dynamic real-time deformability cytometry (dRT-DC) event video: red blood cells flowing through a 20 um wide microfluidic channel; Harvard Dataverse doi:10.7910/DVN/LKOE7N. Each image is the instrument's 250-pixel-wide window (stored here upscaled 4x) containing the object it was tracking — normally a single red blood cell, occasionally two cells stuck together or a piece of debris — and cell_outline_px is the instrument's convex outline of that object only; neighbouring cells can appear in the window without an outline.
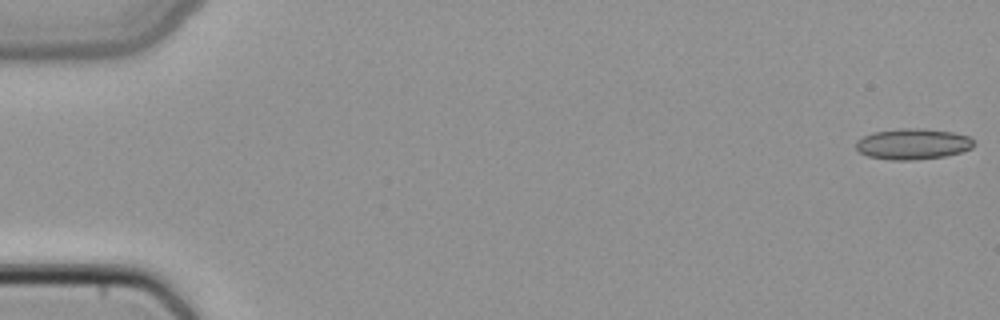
{"species": "common noctule bat (a hibernating species)", "species_latin": "Nyctalus noctula", "temperature_condition": "cold", "stored_images_in_passage": 4, "camera_frame_rate_fps": 3000, "um_per_image_px": 0.085, "animal": {"sex": "female", "body_mass_g": 22.7, "forearm_length_mm": 54.2}, "frame": {"image": 1, "passage_image": 1, "time_ms": 0.0, "image_size_px": [1000, 320], "cell_outline_px": [[976, 144], [972, 148], [960, 152], [944, 156], [912, 160], [892, 160], [868, 156], [860, 152], [856, 148], [856, 140], [872, 132], [900, 128], [924, 128], [952, 132], [972, 136], [976, 140]], "centroid_in_image_um": [77.63, 12.22], "position_along_channel_um": 7.4, "area_um2": 21.44}}
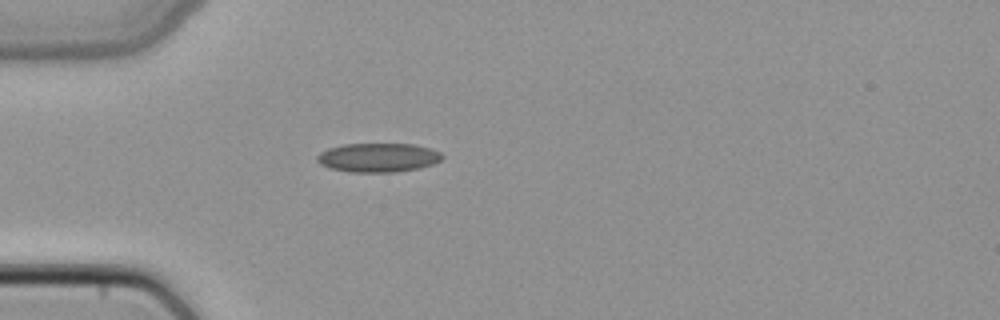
{"frame": {"image": 2, "passage_image": 4, "time_ms": 1.0, "image_size_px": [1000, 320], "cell_outline_px": [[444, 156], [440, 160], [432, 164], [420, 168], [396, 172], [348, 172], [328, 168], [320, 164], [316, 160], [316, 156], [320, 152], [328, 148], [344, 144], [412, 144], [432, 148], [440, 152]], "centroid_in_image_um": [32.12, 13.4], "position_along_channel_um": 52.9, "area_um2": 21.33}}